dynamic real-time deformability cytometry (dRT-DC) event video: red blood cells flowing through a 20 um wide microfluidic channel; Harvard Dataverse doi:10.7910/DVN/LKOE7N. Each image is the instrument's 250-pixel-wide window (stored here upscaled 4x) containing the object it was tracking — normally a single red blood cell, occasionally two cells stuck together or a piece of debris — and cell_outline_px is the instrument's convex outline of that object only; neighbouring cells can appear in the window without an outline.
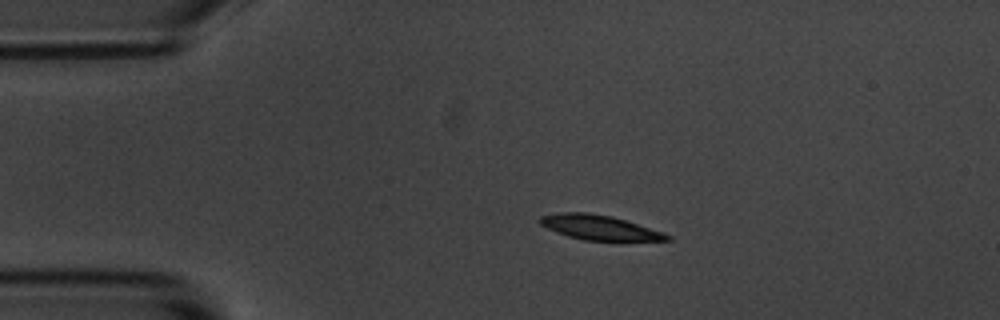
{"species": "common noctule bat (a hibernating species)", "species_latin": "Nyctalus noctula", "temperature_condition": "room temperature", "stored_images_in_passage": 6, "camera_frame_rate_fps": 3000, "um_per_image_px": 0.085, "animal": {"sex": "male", "body_mass_g": 20.1, "forearm_length_mm": 53.5}, "frame": {"image": 1, "passage_image": 3, "time_ms": 2.333, "image_size_px": [1000, 320], "cell_outline_px": [[672, 240], [620, 244], [584, 240], [568, 236], [556, 232], [540, 224], [536, 220], [540, 216], [560, 212], [588, 212], [612, 216], [664, 232], [672, 236]], "centroid_in_image_um": [51.07, 19.4], "position_along_channel_um": 33.9, "area_um2": 19.54}}
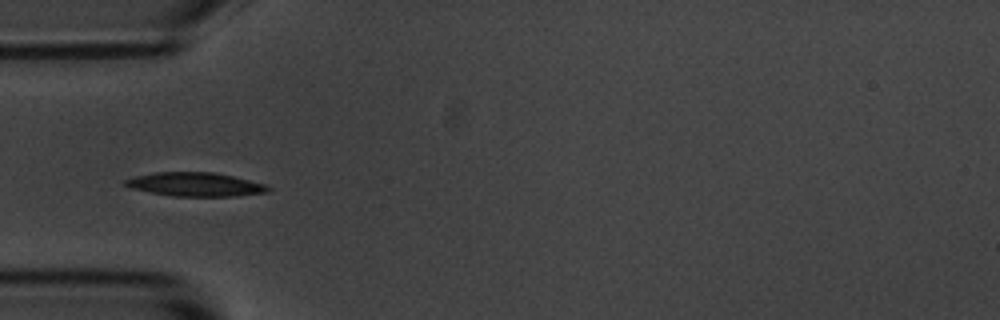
{"frame": {"image": 2, "passage_image": 4, "time_ms": 4.333, "image_size_px": [1000, 320], "cell_outline_px": [[272, 188], [268, 192], [236, 196], [172, 196], [132, 188], [124, 184], [124, 180], [136, 176], [156, 172], [216, 172], [268, 184]], "centroid_in_image_um": [16.68, 15.67], "position_along_channel_um": 68.3, "area_um2": 19.83}}
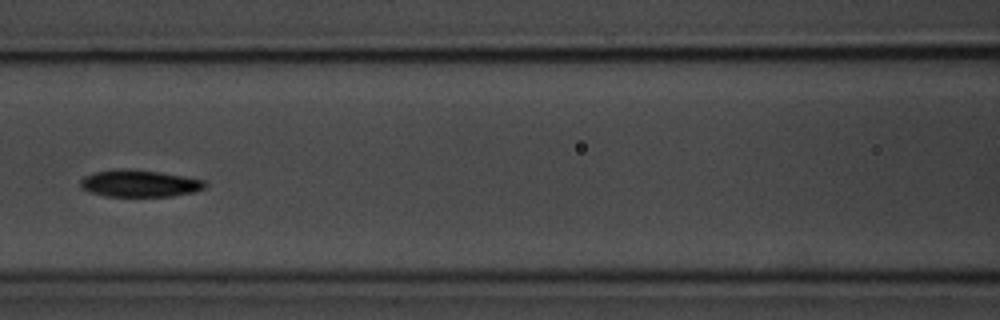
{"frame": {"image": 3, "passage_image": 6, "time_ms": 6.667, "image_size_px": [1000, 320], "cell_outline_px": [[208, 184], [204, 188], [196, 192], [172, 196], [104, 196], [88, 192], [80, 188], [80, 180], [84, 176], [92, 172], [124, 168], [132, 168], [160, 172], [184, 176], [204, 180]], "centroid_in_image_um": [11.83, 15.58], "position_along_channel_um": 154.8, "area_um2": 19.94}}